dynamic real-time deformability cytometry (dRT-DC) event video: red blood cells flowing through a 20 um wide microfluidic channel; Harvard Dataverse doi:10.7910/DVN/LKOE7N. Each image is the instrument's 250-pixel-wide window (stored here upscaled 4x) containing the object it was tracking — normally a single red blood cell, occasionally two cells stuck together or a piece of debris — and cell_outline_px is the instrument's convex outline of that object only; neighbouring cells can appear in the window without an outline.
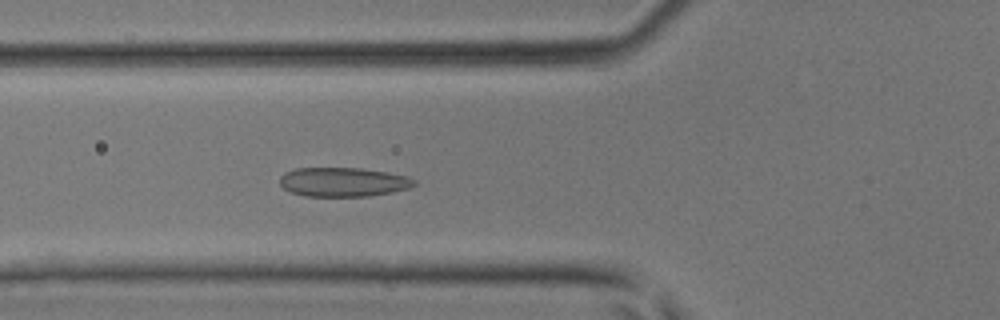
{"species": "common noctule bat (a hibernating species)", "species_latin": "Nyctalus noctula", "temperature_condition": "room temperature", "stored_images_in_passage": 43, "camera_frame_rate_fps": 3000, "um_per_image_px": 0.085, "animal": {"sex": "male", "body_mass_g": 17.9, "forearm_length_mm": 54.2}, "frame": {"image": 1, "passage_image": 16, "time_ms": 5.0, "image_size_px": [1000, 320], "cell_outline_px": [[416, 184], [408, 188], [392, 192], [368, 196], [304, 196], [292, 192], [284, 188], [280, 184], [280, 176], [284, 172], [296, 168], [364, 168], [388, 172], [404, 176], [416, 180]], "centroid_in_image_um": [29.15, 15.46], "position_along_channel_um": 96.6, "area_um2": 22.83}}
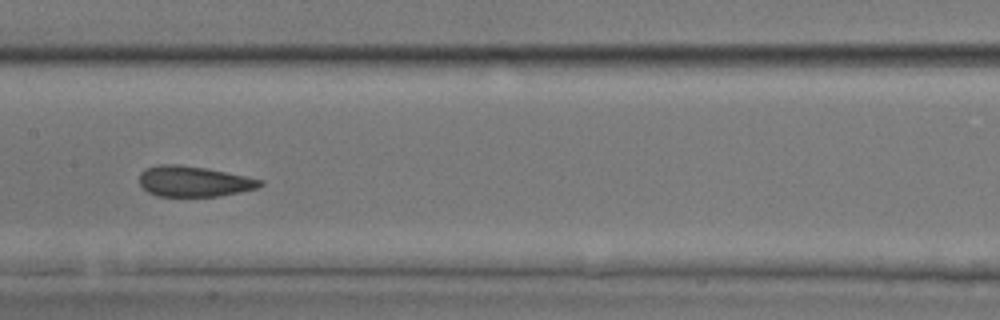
{"frame": {"image": 2, "passage_image": 22, "time_ms": 7.0, "image_size_px": [1000, 320], "cell_outline_px": [[264, 184], [256, 188], [240, 192], [220, 196], [156, 196], [148, 192], [140, 184], [140, 172], [148, 168], [160, 164], [180, 164], [204, 168], [264, 180]], "centroid_in_image_um": [16.47, 15.42], "position_along_channel_um": 190.9, "area_um2": 21.33}}
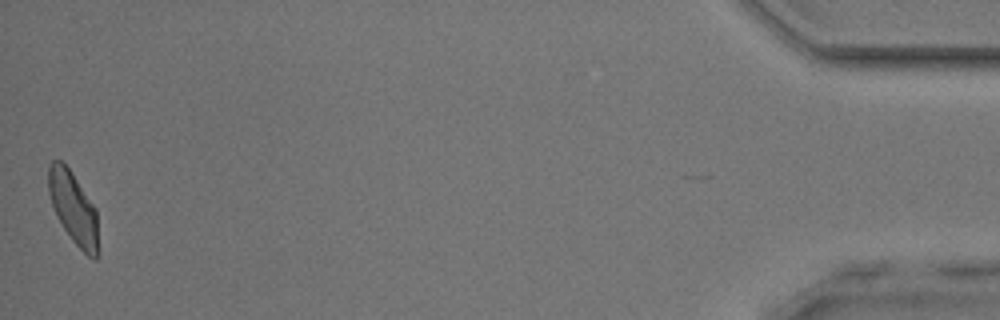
{"frame": {"image": 3, "passage_image": 43, "time_ms": 14.0, "image_size_px": [1000, 320], "cell_outline_px": [[100, 256], [96, 260], [88, 256], [72, 240], [64, 228], [52, 204], [48, 192], [48, 164], [52, 160], [60, 160], [72, 172], [96, 208]], "centroid_in_image_um": [6.27, 17.7], "position_along_channel_um": 428.9, "area_um2": 21.04}}